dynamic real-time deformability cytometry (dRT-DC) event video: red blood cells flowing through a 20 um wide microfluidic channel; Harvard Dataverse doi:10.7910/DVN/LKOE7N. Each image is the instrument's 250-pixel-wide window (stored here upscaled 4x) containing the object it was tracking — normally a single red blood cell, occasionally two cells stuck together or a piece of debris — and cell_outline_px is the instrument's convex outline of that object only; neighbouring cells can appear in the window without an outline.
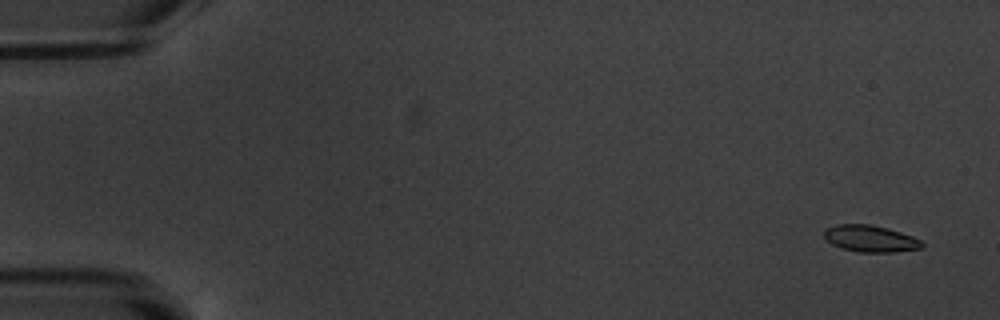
{"species": "common noctule bat (a hibernating species)", "species_latin": "Nyctalus noctula", "temperature_condition": "warm", "stored_images_in_passage": 7, "segment_of_instrument_passage": [2, 2], "camera_frame_rate_fps": 3000, "um_per_image_px": 0.085, "animal": {"sex": "male", "body_mass_g": 20.1, "forearm_length_mm": 53.5}, "frame": {"image": 1, "passage_image": 7, "time_ms": 8.0, "image_size_px": [1000, 320], "cell_outline_px": [[924, 244], [920, 248], [892, 252], [860, 252], [844, 248], [832, 244], [824, 236], [824, 228], [836, 224], [868, 224], [888, 228], [912, 236], [920, 240]], "centroid_in_image_um": [73.96, 20.27], "position_along_channel_um": 11.0, "area_um2": 15.03}}